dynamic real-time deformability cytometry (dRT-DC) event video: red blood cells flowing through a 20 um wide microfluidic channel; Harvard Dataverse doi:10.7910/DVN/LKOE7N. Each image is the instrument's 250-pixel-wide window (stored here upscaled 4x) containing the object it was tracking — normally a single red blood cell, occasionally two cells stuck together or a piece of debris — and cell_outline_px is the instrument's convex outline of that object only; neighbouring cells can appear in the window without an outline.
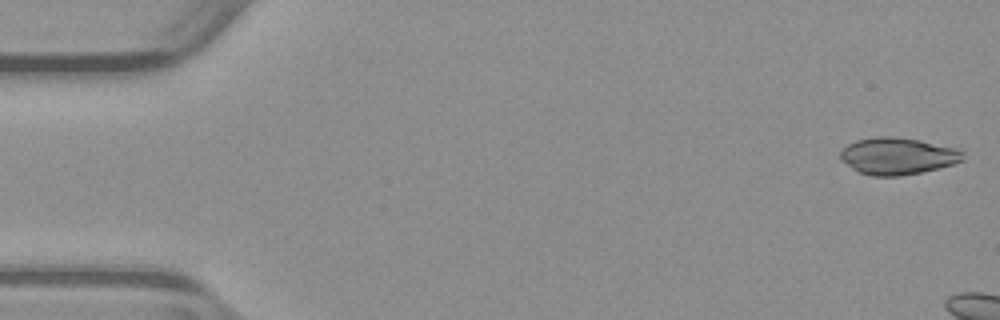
{"species": "common noctule bat (a hibernating species)", "species_latin": "Nyctalus noctula", "temperature_condition": "warm", "stored_images_in_passage": 10, "camera_frame_rate_fps": 3000, "um_per_image_px": 0.085, "animal": {"sex": "male", "body_mass_g": 23.1, "forearm_length_mm": 52.7}, "frame": {"image": 1, "passage_image": 1, "time_ms": 0.0, "image_size_px": [1000, 320], "cell_outline_px": [[964, 160], [952, 164], [920, 172], [900, 176], [872, 176], [860, 172], [852, 168], [840, 160], [840, 152], [848, 144], [856, 140], [876, 136], [892, 136], [920, 140], [956, 148], [964, 152]], "centroid_in_image_um": [76.28, 13.25], "position_along_channel_um": 8.7, "area_um2": 26.3}}